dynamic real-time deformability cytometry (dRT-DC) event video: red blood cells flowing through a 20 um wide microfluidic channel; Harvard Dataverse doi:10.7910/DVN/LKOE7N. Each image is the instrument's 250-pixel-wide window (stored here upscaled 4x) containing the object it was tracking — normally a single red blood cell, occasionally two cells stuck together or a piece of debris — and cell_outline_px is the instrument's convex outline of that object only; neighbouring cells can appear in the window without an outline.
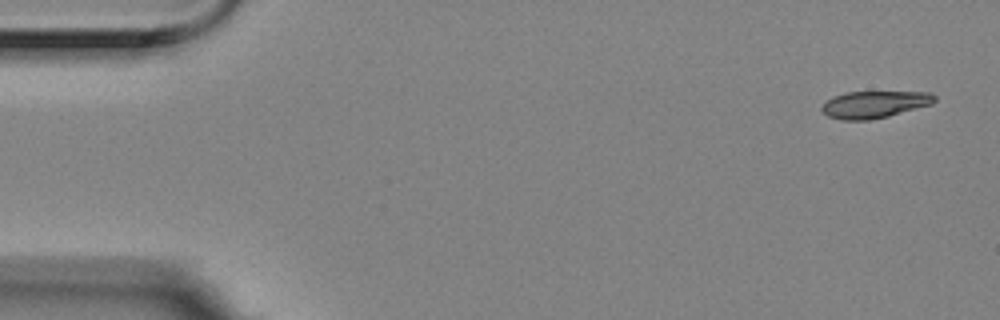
{"species": "Egyptian fruit bat (a non-hibernating species)", "species_latin": "Rousettus aegyptiacus", "temperature_condition": "room temperature", "stored_images_in_passage": 5, "camera_frame_rate_fps": 3000, "um_per_image_px": 0.085, "animal": {"sex": "female"}, "frame": {"image": 1, "passage_image": 1, "time_ms": 0.0, "image_size_px": [1000, 320], "cell_outline_px": [[936, 100], [932, 104], [888, 116], [872, 120], [840, 120], [828, 116], [820, 108], [832, 96], [844, 92], [928, 92], [936, 96]], "centroid_in_image_um": [74.32, 8.88], "position_along_channel_um": 10.7, "area_um2": 17.74}}
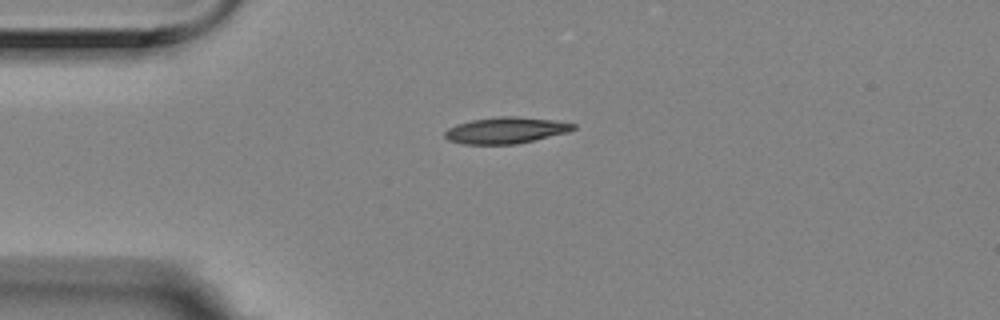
{"frame": {"image": 2, "passage_image": 4, "time_ms": 1.0, "image_size_px": [1000, 320], "cell_outline_px": [[576, 128], [568, 132], [516, 144], [464, 144], [448, 140], [444, 136], [444, 132], [448, 128], [456, 124], [472, 120], [500, 116], [516, 116], [552, 120], [576, 124]], "centroid_in_image_um": [42.97, 11.07], "position_along_channel_um": 42.0, "area_um2": 19.59}}